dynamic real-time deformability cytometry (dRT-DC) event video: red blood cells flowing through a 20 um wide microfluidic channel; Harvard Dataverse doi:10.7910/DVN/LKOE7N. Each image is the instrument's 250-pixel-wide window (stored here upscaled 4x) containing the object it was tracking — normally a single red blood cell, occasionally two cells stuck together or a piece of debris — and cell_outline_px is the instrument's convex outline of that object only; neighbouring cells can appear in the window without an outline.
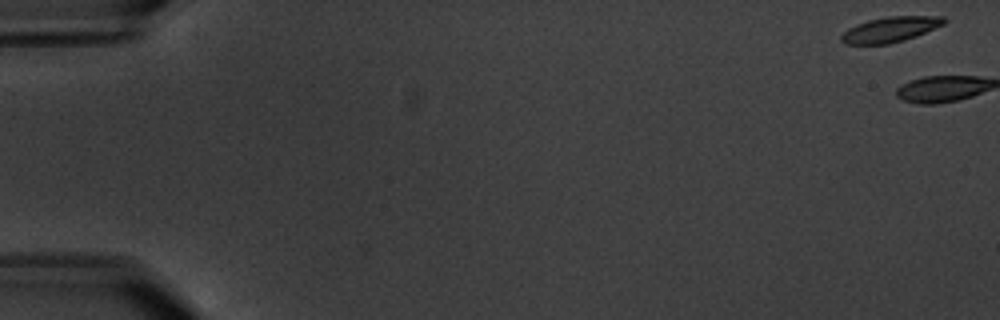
{"species": "common noctule bat (a hibernating species)", "species_latin": "Nyctalus noctula", "temperature_condition": "warm", "stored_images_in_passage": 7, "camera_frame_rate_fps": 3000, "um_per_image_px": 0.085, "animal": {"sex": "male", "body_mass_g": 20.1, "forearm_length_mm": 53.5}, "frame": {"image": 1, "passage_image": 1, "time_ms": 0.0, "image_size_px": [1000, 320], "cell_outline_px": [[948, 20], [944, 24], [916, 36], [904, 40], [888, 44], [844, 44], [840, 40], [840, 36], [848, 28], [856, 24], [868, 20], [888, 16], [944, 16]], "centroid_in_image_um": [75.67, 2.5], "position_along_channel_um": 9.3, "area_um2": 15.2}}
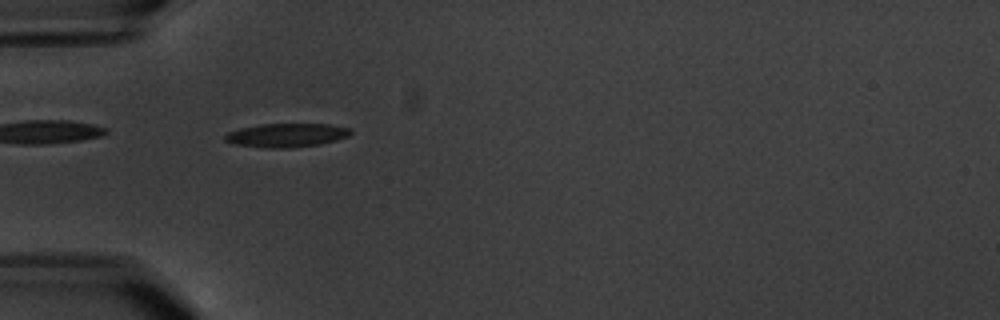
{"frame": {"image": 2, "passage_image": 6, "time_ms": 6.667, "image_size_px": [1000, 320], "cell_outline_px": [[352, 132], [348, 136], [336, 140], [320, 144], [292, 148], [264, 148], [236, 144], [224, 140], [224, 136], [228, 132], [240, 128], [260, 124], [328, 124], [348, 128]], "centroid_in_image_um": [24.33, 11.5], "position_along_channel_um": 60.7, "area_um2": 17.34}}